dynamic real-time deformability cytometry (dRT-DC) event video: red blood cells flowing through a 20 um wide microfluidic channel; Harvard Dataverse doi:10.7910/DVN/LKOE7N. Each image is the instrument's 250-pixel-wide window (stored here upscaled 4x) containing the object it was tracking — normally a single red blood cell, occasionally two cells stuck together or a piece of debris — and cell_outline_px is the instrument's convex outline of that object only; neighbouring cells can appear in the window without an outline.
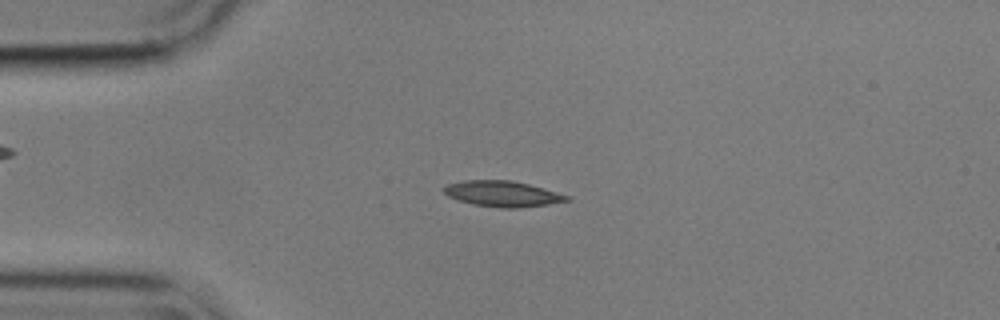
{"species": "common noctule bat (a hibernating species)", "species_latin": "Nyctalus noctula", "temperature_condition": "cold", "stored_images_in_passage": 55, "camera_frame_rate_fps": 3000, "um_per_image_px": 0.085, "animal": {"sex": "male", "body_mass_g": 17.9}, "frame": {"image": 1, "passage_image": 13, "time_ms": 4.0, "image_size_px": [1000, 320], "cell_outline_px": [[572, 200], [548, 204], [520, 208], [500, 208], [472, 204], [448, 196], [444, 192], [444, 188], [448, 184], [464, 180], [512, 180], [528, 184], [572, 196]], "centroid_in_image_um": [42.76, 16.47], "position_along_channel_um": 42.2, "area_um2": 18.44}}
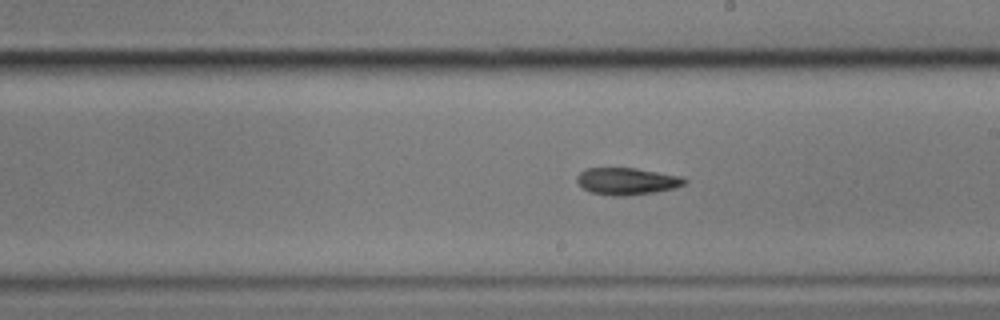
{"frame": {"image": 2, "passage_image": 31, "time_ms": 10.0, "image_size_px": [1000, 320], "cell_outline_px": [[688, 180], [684, 184], [676, 188], [656, 192], [624, 196], [612, 196], [592, 192], [584, 188], [576, 180], [576, 176], [580, 172], [588, 168], [636, 168], [680, 176]], "centroid_in_image_um": [53.3, 15.4], "position_along_channel_um": 235.7, "area_um2": 16.88}}
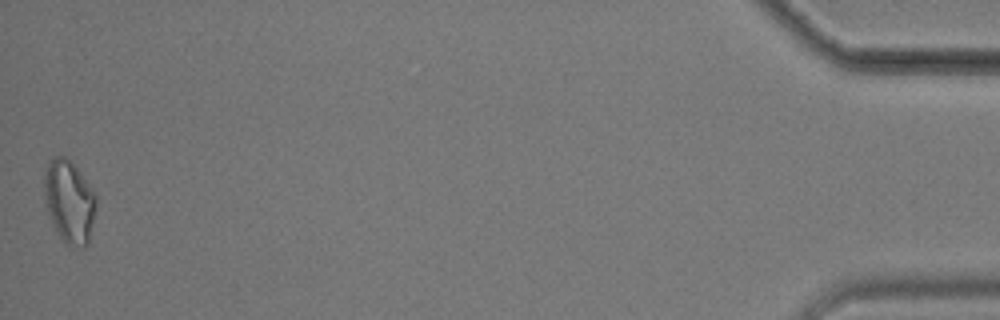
{"frame": {"image": 3, "passage_image": 55, "time_ms": 18.0, "image_size_px": [1000, 320], "cell_outline_px": [[96, 204], [88, 244], [84, 248], [80, 248], [64, 244], [56, 232], [52, 224], [48, 212], [44, 196], [44, 176], [48, 164], [56, 156], [64, 156], [76, 168], [88, 184], [96, 196]], "centroid_in_image_um": [5.88, 17.2], "position_along_channel_um": 429.3, "area_um2": 24.74}, "authors_computed_cell_mechanics": {"area_um2": 17.5134, "velocity_mm_per_s": 3.5769, "shape_relaxation_time_tau1_ms": 5.9557, "shape_relaxation_time_tau2_ms": null, "deformation_change_tau1": 0.143, "deformation_change_tau2": null}}